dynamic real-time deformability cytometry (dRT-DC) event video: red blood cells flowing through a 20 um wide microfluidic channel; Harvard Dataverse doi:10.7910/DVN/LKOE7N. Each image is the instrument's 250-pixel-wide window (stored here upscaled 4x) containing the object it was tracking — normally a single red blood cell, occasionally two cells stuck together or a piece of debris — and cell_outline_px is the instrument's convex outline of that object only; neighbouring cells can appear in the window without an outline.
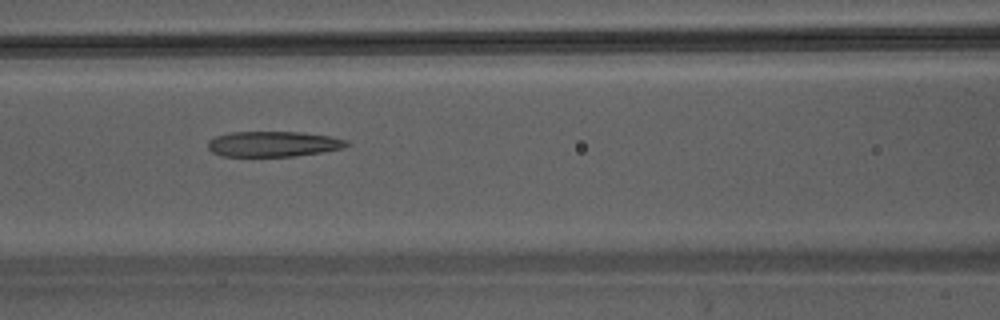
{"species": "Egyptian fruit bat (a non-hibernating species)", "species_latin": "Rousettus aegyptiacus", "temperature_condition": "warm", "stored_images_in_passage": 33, "camera_frame_rate_fps": 3000, "um_per_image_px": 0.085, "animal": {"sex": "male"}, "frame": {"image": 1, "passage_image": 8, "time_ms": 2.333, "image_size_px": [1000, 320], "cell_outline_px": [[352, 144], [344, 148], [324, 152], [292, 156], [220, 156], [212, 152], [208, 148], [208, 140], [216, 136], [232, 132], [304, 132], [328, 136], [348, 140]], "centroid_in_image_um": [23.26, 12.24], "position_along_channel_um": 143.3, "area_um2": 20.69}}
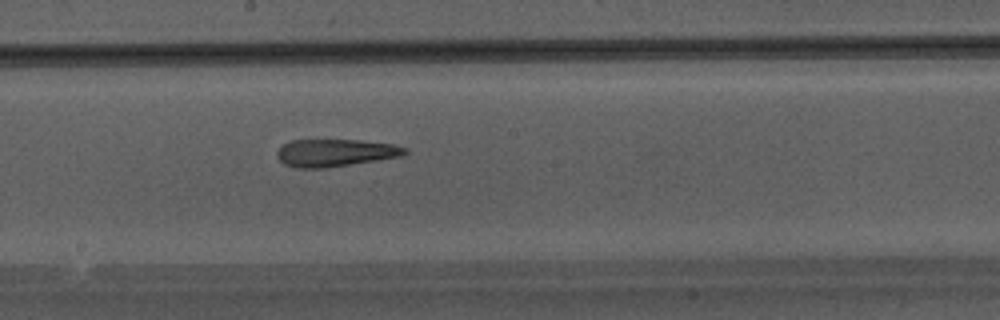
{"frame": {"image": 2, "passage_image": 13, "time_ms": 4.0, "image_size_px": [1000, 320], "cell_outline_px": [[408, 152], [400, 156], [376, 160], [324, 168], [296, 168], [284, 164], [276, 156], [276, 152], [284, 144], [292, 140], [360, 140], [392, 144], [408, 148]], "centroid_in_image_um": [28.48, 12.98], "position_along_channel_um": 219.7, "area_um2": 20.29}}
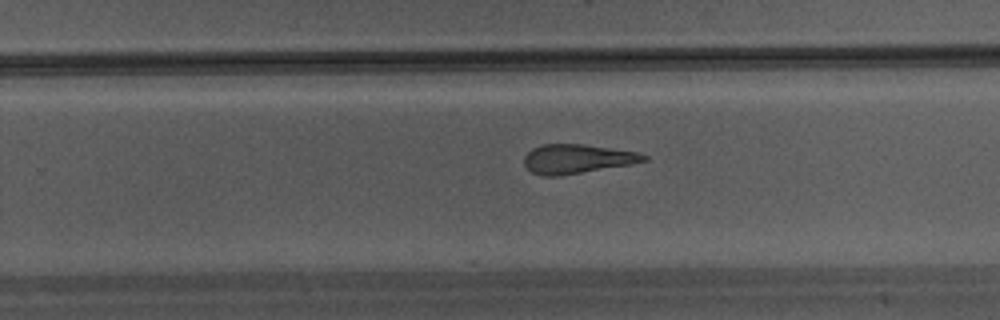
{"frame": {"image": 3, "passage_image": 17, "time_ms": 5.333, "image_size_px": [1000, 320], "cell_outline_px": [[648, 160], [628, 164], [560, 176], [544, 176], [532, 172], [524, 164], [524, 156], [532, 148], [540, 144], [584, 144], [636, 152], [648, 156]], "centroid_in_image_um": [49.0, 13.5], "position_along_channel_um": 280.8, "area_um2": 20.11}}